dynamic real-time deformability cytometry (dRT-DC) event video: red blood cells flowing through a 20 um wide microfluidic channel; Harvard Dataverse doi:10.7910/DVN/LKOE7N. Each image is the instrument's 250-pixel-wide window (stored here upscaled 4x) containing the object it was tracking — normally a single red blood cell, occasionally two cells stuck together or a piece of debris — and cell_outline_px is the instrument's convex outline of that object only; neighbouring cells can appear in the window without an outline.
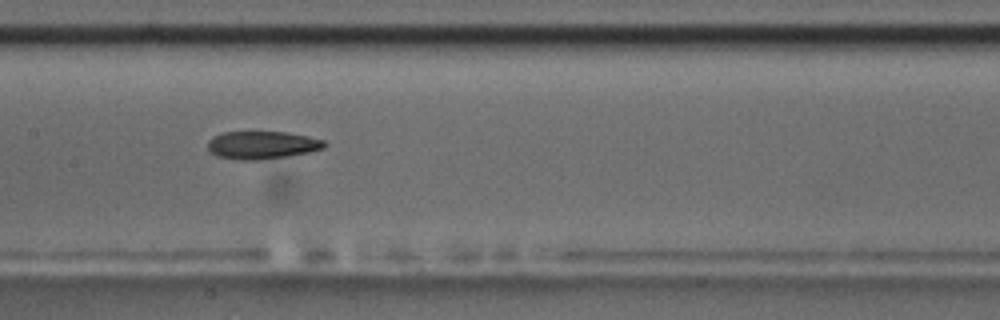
{"species": "common noctule bat (a hibernating species)", "species_latin": "Nyctalus noctula", "temperature_condition": "room temperature", "stored_images_in_passage": 10, "camera_frame_rate_fps": 3000, "um_per_image_px": 0.085, "animal": {"sex": "male", "body_mass_g": 17.5, "forearm_length_mm": 52.3}, "frame": {"image": 1, "passage_image": 9, "time_ms": 9.333, "image_size_px": [1000, 320], "cell_outline_px": [[328, 144], [324, 148], [308, 152], [284, 156], [256, 160], [240, 160], [216, 156], [208, 148], [208, 140], [212, 136], [220, 132], [288, 132], [308, 136], [324, 140]], "centroid_in_image_um": [22.26, 12.31], "position_along_channel_um": 185.1, "area_um2": 18.9}}